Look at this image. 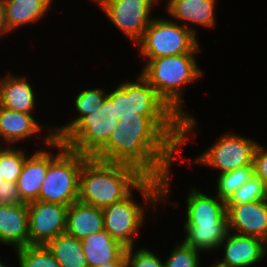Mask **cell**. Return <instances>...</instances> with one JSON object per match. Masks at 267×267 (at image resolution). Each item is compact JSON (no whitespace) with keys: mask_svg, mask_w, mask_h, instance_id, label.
<instances>
[{"mask_svg":"<svg viewBox=\"0 0 267 267\" xmlns=\"http://www.w3.org/2000/svg\"><path fill=\"white\" fill-rule=\"evenodd\" d=\"M182 120L179 117L121 118L107 142L92 156L99 160L128 164L163 184V203L171 202L173 162L182 158ZM171 170V171H170ZM170 192V193H169Z\"/></svg>","mask_w":267,"mask_h":267,"instance_id":"1","label":"cell"},{"mask_svg":"<svg viewBox=\"0 0 267 267\" xmlns=\"http://www.w3.org/2000/svg\"><path fill=\"white\" fill-rule=\"evenodd\" d=\"M197 54L165 56L155 59H143L145 64L140 74L154 88L159 97L182 120V140L180 153L198 125L196 117L184 110V90L205 73L199 67ZM147 61V62H146Z\"/></svg>","mask_w":267,"mask_h":267,"instance_id":"2","label":"cell"},{"mask_svg":"<svg viewBox=\"0 0 267 267\" xmlns=\"http://www.w3.org/2000/svg\"><path fill=\"white\" fill-rule=\"evenodd\" d=\"M146 178L131 165L88 157L79 175L78 201L104 209L128 197Z\"/></svg>","mask_w":267,"mask_h":267,"instance_id":"3","label":"cell"},{"mask_svg":"<svg viewBox=\"0 0 267 267\" xmlns=\"http://www.w3.org/2000/svg\"><path fill=\"white\" fill-rule=\"evenodd\" d=\"M187 191L182 242L201 253L218 251L229 232L225 201L216 195L209 196L195 186Z\"/></svg>","mask_w":267,"mask_h":267,"instance_id":"4","label":"cell"},{"mask_svg":"<svg viewBox=\"0 0 267 267\" xmlns=\"http://www.w3.org/2000/svg\"><path fill=\"white\" fill-rule=\"evenodd\" d=\"M135 191L140 193L144 203L134 198ZM160 203H163L162 181L147 177L128 197L102 209L104 229L126 249L136 247V237L146 223L147 207L157 212Z\"/></svg>","mask_w":267,"mask_h":267,"instance_id":"5","label":"cell"},{"mask_svg":"<svg viewBox=\"0 0 267 267\" xmlns=\"http://www.w3.org/2000/svg\"><path fill=\"white\" fill-rule=\"evenodd\" d=\"M47 148L55 150V154L48 150V169L38 201L69 206L78 201L79 175L89 156L70 150L58 139H54Z\"/></svg>","mask_w":267,"mask_h":267,"instance_id":"6","label":"cell"},{"mask_svg":"<svg viewBox=\"0 0 267 267\" xmlns=\"http://www.w3.org/2000/svg\"><path fill=\"white\" fill-rule=\"evenodd\" d=\"M187 27L165 17H154L146 28L142 39L135 45L143 59L201 53V45Z\"/></svg>","mask_w":267,"mask_h":267,"instance_id":"7","label":"cell"},{"mask_svg":"<svg viewBox=\"0 0 267 267\" xmlns=\"http://www.w3.org/2000/svg\"><path fill=\"white\" fill-rule=\"evenodd\" d=\"M135 81L123 80L107 97L118 120L129 117H178L139 73ZM111 91V92H110Z\"/></svg>","mask_w":267,"mask_h":267,"instance_id":"8","label":"cell"},{"mask_svg":"<svg viewBox=\"0 0 267 267\" xmlns=\"http://www.w3.org/2000/svg\"><path fill=\"white\" fill-rule=\"evenodd\" d=\"M112 101L106 97L98 111L84 116L62 139L70 150L92 157L118 125Z\"/></svg>","mask_w":267,"mask_h":267,"instance_id":"9","label":"cell"},{"mask_svg":"<svg viewBox=\"0 0 267 267\" xmlns=\"http://www.w3.org/2000/svg\"><path fill=\"white\" fill-rule=\"evenodd\" d=\"M251 137L237 135L229 131L219 136L212 145L197 155L188 158V163L195 162L205 167L219 171L217 174L236 170L253 164V156L258 142Z\"/></svg>","mask_w":267,"mask_h":267,"instance_id":"10","label":"cell"},{"mask_svg":"<svg viewBox=\"0 0 267 267\" xmlns=\"http://www.w3.org/2000/svg\"><path fill=\"white\" fill-rule=\"evenodd\" d=\"M126 38L136 45L154 17L160 0H92ZM163 1V0H162Z\"/></svg>","mask_w":267,"mask_h":267,"instance_id":"11","label":"cell"},{"mask_svg":"<svg viewBox=\"0 0 267 267\" xmlns=\"http://www.w3.org/2000/svg\"><path fill=\"white\" fill-rule=\"evenodd\" d=\"M29 216V245H46L66 231L68 206L32 201L27 203Z\"/></svg>","mask_w":267,"mask_h":267,"instance_id":"12","label":"cell"},{"mask_svg":"<svg viewBox=\"0 0 267 267\" xmlns=\"http://www.w3.org/2000/svg\"><path fill=\"white\" fill-rule=\"evenodd\" d=\"M223 258L211 267H251L267 256V243L260 238L228 232L220 244Z\"/></svg>","mask_w":267,"mask_h":267,"instance_id":"13","label":"cell"},{"mask_svg":"<svg viewBox=\"0 0 267 267\" xmlns=\"http://www.w3.org/2000/svg\"><path fill=\"white\" fill-rule=\"evenodd\" d=\"M41 138L42 147L33 150L31 155L26 157L20 176L17 180V189L21 200L29 203L38 200L42 183L48 169V149H45L54 139V127L49 126ZM45 144V145H44Z\"/></svg>","mask_w":267,"mask_h":267,"instance_id":"14","label":"cell"},{"mask_svg":"<svg viewBox=\"0 0 267 267\" xmlns=\"http://www.w3.org/2000/svg\"><path fill=\"white\" fill-rule=\"evenodd\" d=\"M228 231L252 236L267 243V200L226 204Z\"/></svg>","mask_w":267,"mask_h":267,"instance_id":"15","label":"cell"},{"mask_svg":"<svg viewBox=\"0 0 267 267\" xmlns=\"http://www.w3.org/2000/svg\"><path fill=\"white\" fill-rule=\"evenodd\" d=\"M217 1L218 0H167L164 1L165 5L163 7H165L164 9L168 17L170 16L169 19L180 23L194 32L195 35H198L197 26L207 29L216 27Z\"/></svg>","mask_w":267,"mask_h":267,"instance_id":"16","label":"cell"},{"mask_svg":"<svg viewBox=\"0 0 267 267\" xmlns=\"http://www.w3.org/2000/svg\"><path fill=\"white\" fill-rule=\"evenodd\" d=\"M0 244L14 251L29 245L27 203L0 205Z\"/></svg>","mask_w":267,"mask_h":267,"instance_id":"17","label":"cell"},{"mask_svg":"<svg viewBox=\"0 0 267 267\" xmlns=\"http://www.w3.org/2000/svg\"><path fill=\"white\" fill-rule=\"evenodd\" d=\"M33 115L0 106V137L5 145L16 146L30 138L40 140L46 125L39 124Z\"/></svg>","mask_w":267,"mask_h":267,"instance_id":"18","label":"cell"},{"mask_svg":"<svg viewBox=\"0 0 267 267\" xmlns=\"http://www.w3.org/2000/svg\"><path fill=\"white\" fill-rule=\"evenodd\" d=\"M28 77L11 74L0 78V106L8 110L34 114L37 93Z\"/></svg>","mask_w":267,"mask_h":267,"instance_id":"19","label":"cell"},{"mask_svg":"<svg viewBox=\"0 0 267 267\" xmlns=\"http://www.w3.org/2000/svg\"><path fill=\"white\" fill-rule=\"evenodd\" d=\"M103 229L102 209L80 201L73 202L68 206L65 231L67 234L81 240Z\"/></svg>","mask_w":267,"mask_h":267,"instance_id":"20","label":"cell"},{"mask_svg":"<svg viewBox=\"0 0 267 267\" xmlns=\"http://www.w3.org/2000/svg\"><path fill=\"white\" fill-rule=\"evenodd\" d=\"M6 23L11 33L45 18L54 0H3ZM16 29V30H15Z\"/></svg>","mask_w":267,"mask_h":267,"instance_id":"21","label":"cell"},{"mask_svg":"<svg viewBox=\"0 0 267 267\" xmlns=\"http://www.w3.org/2000/svg\"><path fill=\"white\" fill-rule=\"evenodd\" d=\"M81 243L88 267L111 263L126 250L105 229L84 237Z\"/></svg>","mask_w":267,"mask_h":267,"instance_id":"22","label":"cell"},{"mask_svg":"<svg viewBox=\"0 0 267 267\" xmlns=\"http://www.w3.org/2000/svg\"><path fill=\"white\" fill-rule=\"evenodd\" d=\"M105 88H86L77 93L74 98V108L78 115L65 125L54 126L53 134L55 139L61 140L84 116L99 110L104 99L107 97Z\"/></svg>","mask_w":267,"mask_h":267,"instance_id":"23","label":"cell"},{"mask_svg":"<svg viewBox=\"0 0 267 267\" xmlns=\"http://www.w3.org/2000/svg\"><path fill=\"white\" fill-rule=\"evenodd\" d=\"M46 246L61 267H88L80 239L64 232Z\"/></svg>","mask_w":267,"mask_h":267,"instance_id":"24","label":"cell"},{"mask_svg":"<svg viewBox=\"0 0 267 267\" xmlns=\"http://www.w3.org/2000/svg\"><path fill=\"white\" fill-rule=\"evenodd\" d=\"M254 175V165L244 166L236 170L228 171L225 173L217 174L215 177L216 196L227 201L232 194L245 184Z\"/></svg>","mask_w":267,"mask_h":267,"instance_id":"25","label":"cell"},{"mask_svg":"<svg viewBox=\"0 0 267 267\" xmlns=\"http://www.w3.org/2000/svg\"><path fill=\"white\" fill-rule=\"evenodd\" d=\"M15 252L19 267H61L46 245H27Z\"/></svg>","mask_w":267,"mask_h":267,"instance_id":"26","label":"cell"},{"mask_svg":"<svg viewBox=\"0 0 267 267\" xmlns=\"http://www.w3.org/2000/svg\"><path fill=\"white\" fill-rule=\"evenodd\" d=\"M26 149L16 146L6 145L0 150V165L2 176L5 181L17 183L21 174L26 157Z\"/></svg>","mask_w":267,"mask_h":267,"instance_id":"27","label":"cell"},{"mask_svg":"<svg viewBox=\"0 0 267 267\" xmlns=\"http://www.w3.org/2000/svg\"><path fill=\"white\" fill-rule=\"evenodd\" d=\"M260 200H267V186L254 174L225 203L244 204Z\"/></svg>","mask_w":267,"mask_h":267,"instance_id":"28","label":"cell"},{"mask_svg":"<svg viewBox=\"0 0 267 267\" xmlns=\"http://www.w3.org/2000/svg\"><path fill=\"white\" fill-rule=\"evenodd\" d=\"M169 257L164 260V267H200V252L185 245L182 241L177 242Z\"/></svg>","mask_w":267,"mask_h":267,"instance_id":"29","label":"cell"},{"mask_svg":"<svg viewBox=\"0 0 267 267\" xmlns=\"http://www.w3.org/2000/svg\"><path fill=\"white\" fill-rule=\"evenodd\" d=\"M128 267H164V260L149 248H127Z\"/></svg>","mask_w":267,"mask_h":267,"instance_id":"30","label":"cell"},{"mask_svg":"<svg viewBox=\"0 0 267 267\" xmlns=\"http://www.w3.org/2000/svg\"><path fill=\"white\" fill-rule=\"evenodd\" d=\"M254 174L267 186V148L258 143L253 156Z\"/></svg>","mask_w":267,"mask_h":267,"instance_id":"31","label":"cell"},{"mask_svg":"<svg viewBox=\"0 0 267 267\" xmlns=\"http://www.w3.org/2000/svg\"><path fill=\"white\" fill-rule=\"evenodd\" d=\"M24 203L18 193L17 183L4 181L0 184V205Z\"/></svg>","mask_w":267,"mask_h":267,"instance_id":"32","label":"cell"},{"mask_svg":"<svg viewBox=\"0 0 267 267\" xmlns=\"http://www.w3.org/2000/svg\"><path fill=\"white\" fill-rule=\"evenodd\" d=\"M12 34L6 23L4 1L0 0V37Z\"/></svg>","mask_w":267,"mask_h":267,"instance_id":"33","label":"cell"},{"mask_svg":"<svg viewBox=\"0 0 267 267\" xmlns=\"http://www.w3.org/2000/svg\"><path fill=\"white\" fill-rule=\"evenodd\" d=\"M99 267H128L127 249L115 261Z\"/></svg>","mask_w":267,"mask_h":267,"instance_id":"34","label":"cell"},{"mask_svg":"<svg viewBox=\"0 0 267 267\" xmlns=\"http://www.w3.org/2000/svg\"><path fill=\"white\" fill-rule=\"evenodd\" d=\"M4 181H5V179H4V177L2 176L1 165H0V184H3Z\"/></svg>","mask_w":267,"mask_h":267,"instance_id":"35","label":"cell"},{"mask_svg":"<svg viewBox=\"0 0 267 267\" xmlns=\"http://www.w3.org/2000/svg\"><path fill=\"white\" fill-rule=\"evenodd\" d=\"M0 267H9L7 265V263L4 262V260L2 261V259L0 258Z\"/></svg>","mask_w":267,"mask_h":267,"instance_id":"36","label":"cell"},{"mask_svg":"<svg viewBox=\"0 0 267 267\" xmlns=\"http://www.w3.org/2000/svg\"><path fill=\"white\" fill-rule=\"evenodd\" d=\"M5 146H6L5 143L2 141L0 137V150L3 149Z\"/></svg>","mask_w":267,"mask_h":267,"instance_id":"37","label":"cell"}]
</instances>
